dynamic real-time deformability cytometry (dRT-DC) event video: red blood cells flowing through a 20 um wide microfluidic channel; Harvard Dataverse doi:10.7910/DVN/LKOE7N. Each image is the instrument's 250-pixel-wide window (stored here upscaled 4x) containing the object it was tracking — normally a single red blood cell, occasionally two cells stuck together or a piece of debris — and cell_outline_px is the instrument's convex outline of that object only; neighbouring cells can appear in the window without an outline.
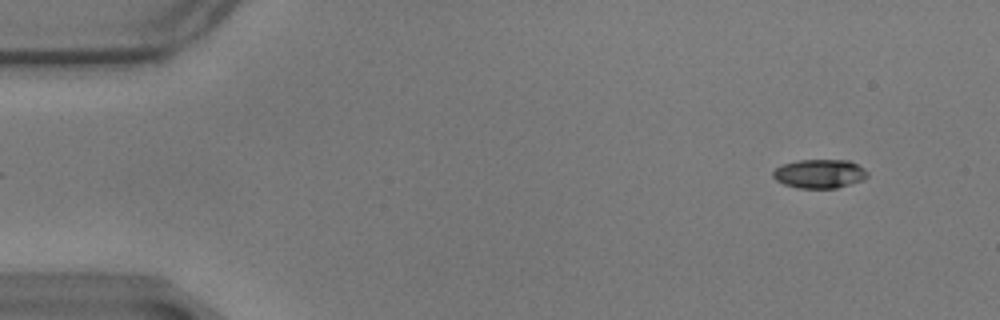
{"species": "common noctule bat (a hibernating species)", "species_latin": "Nyctalus noctula", "temperature_condition": "warm", "stored_images_in_passage": 56, "camera_frame_rate_fps": 3000, "um_per_image_px": 0.085, "animal": {"sex": "male", "body_mass_g": 17.9}, "frame": {"image": 1, "passage_image": 3, "time_ms": 0.667, "image_size_px": [1000, 320], "cell_outline_px": [[868, 176], [864, 180], [836, 188], [796, 188], [784, 184], [776, 180], [772, 176], [772, 172], [776, 168], [784, 164], [800, 160], [848, 160], [864, 168], [868, 172]], "centroid_in_image_um": [69.67, 14.77], "position_along_channel_um": 15.3, "area_um2": 15.9}}
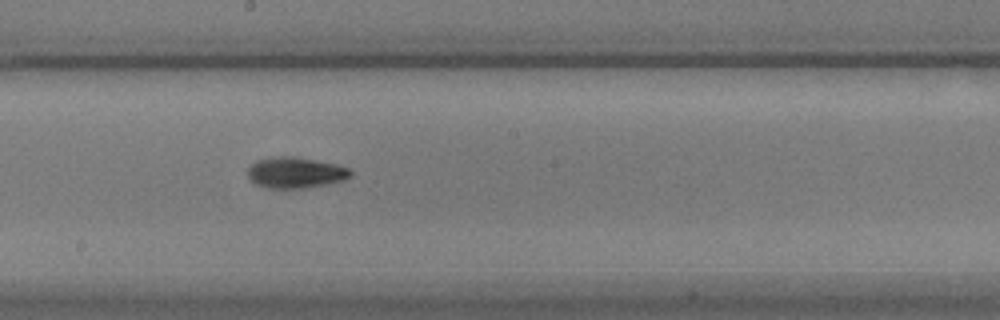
{"frame": {"image": 2, "passage_image": 30, "time_ms": 9.667, "image_size_px": [1000, 320], "cell_outline_px": [[352, 176], [344, 180], [324, 184], [300, 188], [268, 188], [256, 184], [248, 176], [248, 168], [256, 160], [280, 156], [292, 156], [336, 164], [348, 168], [352, 172]], "centroid_in_image_um": [25.11, 14.67], "position_along_channel_um": 223.1, "area_um2": 18.26}}
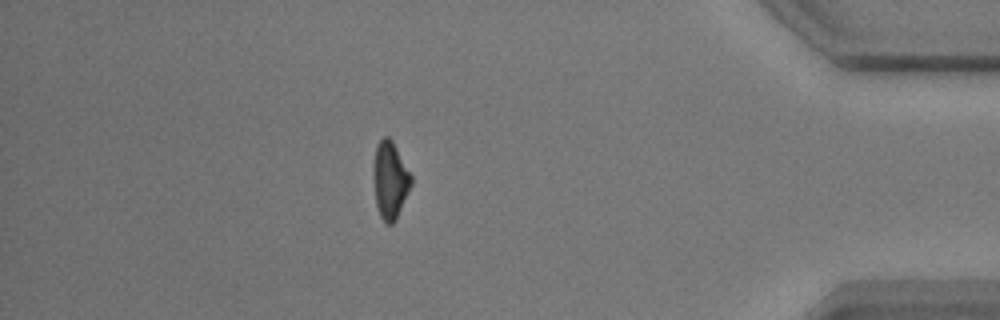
{"frame": {"image": 3, "passage_image": 49, "time_ms": 16.0, "image_size_px": [1000, 320], "cell_outline_px": [[412, 184], [396, 220], [392, 224], [388, 224], [380, 216], [376, 204], [376, 144], [384, 136], [388, 136], [392, 140], [412, 176]], "centroid_in_image_um": [33.22, 15.32], "position_along_channel_um": 402.0, "area_um2": 16.18}, "authors_computed_cell_mechanics": {"area_um2": 16.7331, "velocity_mm_per_s": 3.4761, "shape_relaxation_time_tau1_ms": 3.4534, "shape_relaxation_time_tau2_ms": 2.7684, "deformation_change_tau1": 0.147, "deformation_change_tau2": 0.08}}